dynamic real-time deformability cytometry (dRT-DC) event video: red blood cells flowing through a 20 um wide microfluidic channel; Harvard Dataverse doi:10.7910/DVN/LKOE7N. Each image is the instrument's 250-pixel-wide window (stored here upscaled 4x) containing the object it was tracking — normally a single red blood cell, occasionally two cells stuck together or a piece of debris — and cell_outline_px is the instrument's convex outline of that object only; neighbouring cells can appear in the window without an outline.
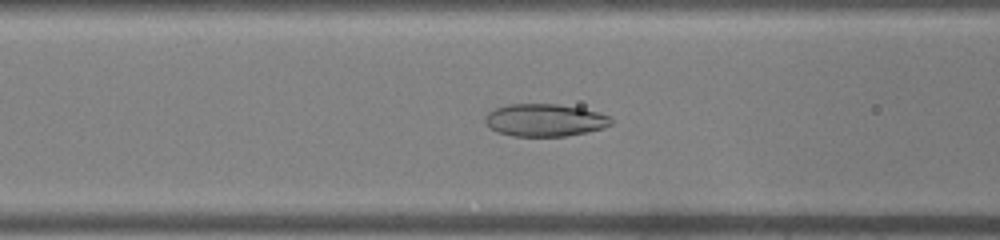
{"species": "common noctule bat (a hibernating species)", "species_latin": "Nyctalus noctula", "temperature_condition": "warm", "stored_images_in_passage": 44, "camera_frame_rate_fps": 3000, "um_per_image_px": 0.085, "animal": {"sex": "male", "body_mass_g": 19.0, "forearm_length_mm": 50.8}, "frame": {"image": 1, "passage_image": 18, "time_ms": 5.667, "image_size_px": [1000, 240], "cell_outline_px": [[612, 124], [604, 128], [588, 132], [568, 136], [512, 136], [496, 132], [484, 124], [484, 116], [488, 112], [496, 108], [508, 104], [556, 104], [580, 108], [596, 112], [608, 116], [612, 120]], "centroid_in_image_um": [46.26, 10.22], "position_along_channel_um": 120.3, "area_um2": 23.99}}
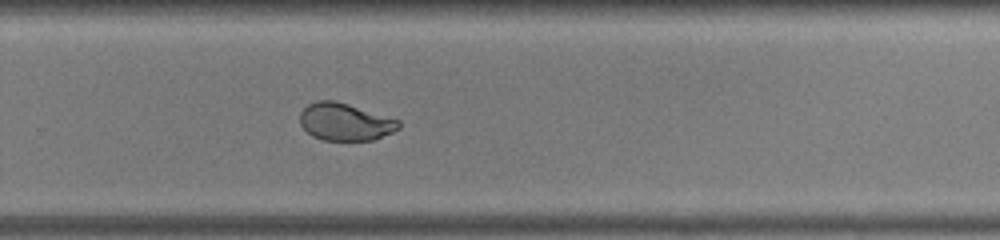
{"frame": {"image": 2, "passage_image": 30, "time_ms": 9.667, "image_size_px": [1000, 240], "cell_outline_px": [[400, 128], [392, 132], [372, 140], [324, 140], [312, 136], [300, 124], [300, 112], [308, 104], [316, 100], [336, 100], [400, 120]], "centroid_in_image_um": [29.32, 10.35], "position_along_channel_um": 300.5, "area_um2": 21.5}}
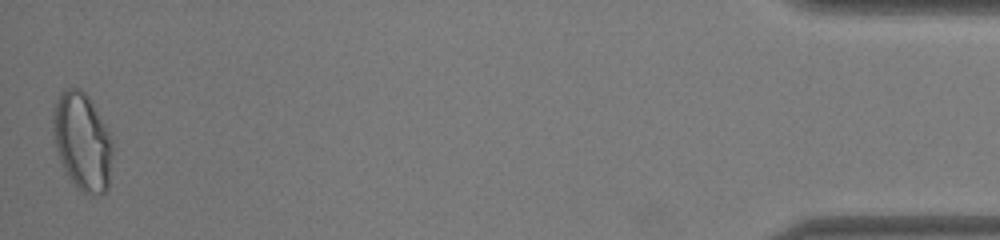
{"frame": {"image": 3, "passage_image": 44, "time_ms": 14.333, "image_size_px": [1000, 240], "cell_outline_px": [[112, 152], [108, 192], [92, 196], [88, 196], [76, 188], [68, 176], [60, 160], [56, 148], [52, 132], [52, 108], [60, 92], [64, 88], [80, 88], [88, 96], [100, 116], [112, 140]], "centroid_in_image_um": [6.98, 12.05], "position_along_channel_um": 428.2, "area_um2": 34.28}}